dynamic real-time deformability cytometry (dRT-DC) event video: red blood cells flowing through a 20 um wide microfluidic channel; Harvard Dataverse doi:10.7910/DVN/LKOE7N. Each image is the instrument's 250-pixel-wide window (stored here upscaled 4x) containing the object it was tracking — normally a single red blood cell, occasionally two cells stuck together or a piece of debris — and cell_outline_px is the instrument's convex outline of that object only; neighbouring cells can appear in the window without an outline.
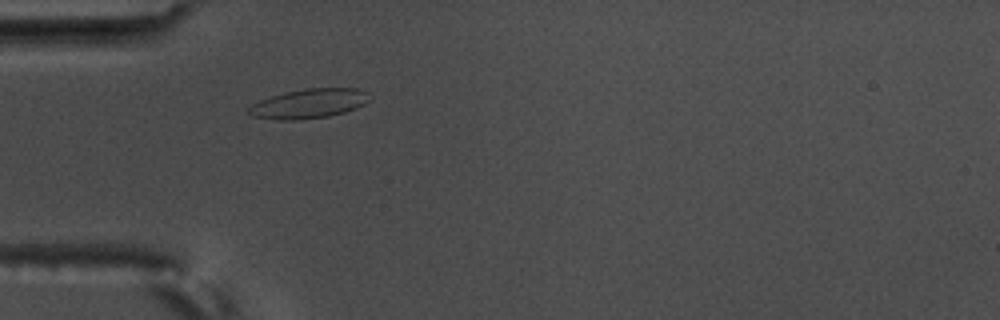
{"species": "common noctule bat (a hibernating species)", "species_latin": "Nyctalus noctula", "temperature_condition": "warm", "stored_images_in_passage": 3, "camera_frame_rate_fps": 3000, "um_per_image_px": 0.085, "animal": {"sex": "male", "body_mass_g": 17.5, "forearm_length_mm": 52.3}, "frame": {"image": 1, "passage_image": 3, "time_ms": 0.667, "image_size_px": [1000, 320], "cell_outline_px": [[372, 96], [364, 104], [356, 108], [344, 112], [328, 116], [292, 120], [280, 120], [252, 116], [248, 112], [248, 108], [252, 104], [260, 100], [284, 92], [308, 88], [356, 88], [368, 92]], "centroid_in_image_um": [26.28, 8.79], "position_along_channel_um": 58.7, "area_um2": 20.63}}